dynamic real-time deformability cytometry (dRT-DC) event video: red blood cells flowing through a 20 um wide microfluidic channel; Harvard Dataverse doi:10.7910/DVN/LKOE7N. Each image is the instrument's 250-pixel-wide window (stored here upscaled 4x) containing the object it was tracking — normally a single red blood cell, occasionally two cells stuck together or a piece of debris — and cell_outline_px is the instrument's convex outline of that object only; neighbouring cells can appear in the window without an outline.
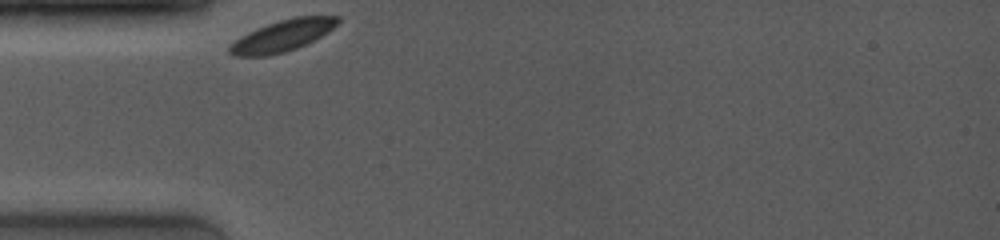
{"species": "common noctule bat (a hibernating species)", "species_latin": "Nyctalus noctula", "temperature_condition": "room temperature", "stored_images_in_passage": 39, "camera_frame_rate_fps": 4000, "um_per_image_px": 0.085, "animal": {"sex": "female", "body_mass_g": 19.0, "forearm_length_mm": 53.3}, "frame": {"image": 1, "passage_image": 1, "time_ms": 0.0, "image_size_px": [1000, 240], "cell_outline_px": [[340, 20], [328, 32], [296, 48], [284, 52], [264, 56], [232, 56], [228, 52], [228, 48], [240, 36], [256, 28], [292, 16], [340, 16]], "centroid_in_image_um": [23.98, 3.03], "position_along_channel_um": 61.0, "area_um2": 19.54}}
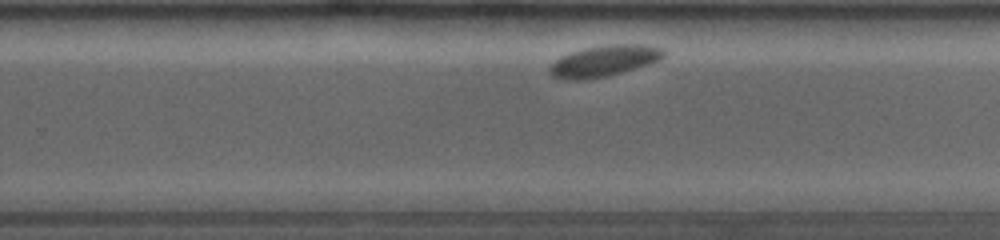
{"frame": {"image": 2, "passage_image": 26, "time_ms": 6.25, "image_size_px": [1000, 240], "cell_outline_px": [[664, 56], [660, 60], [648, 64], [608, 76], [584, 80], [564, 80], [552, 76], [548, 72], [548, 68], [560, 56], [572, 52], [588, 48], [608, 44], [648, 44], [664, 48]], "centroid_in_image_um": [51.35, 5.18], "position_along_channel_um": 278.4, "area_um2": 20.75}}
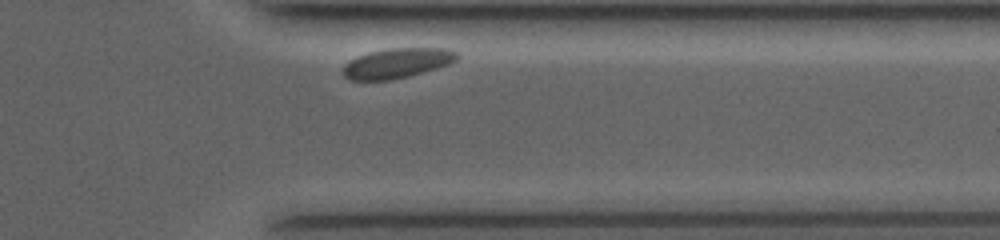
{"frame": {"image": 3, "passage_image": 37, "time_ms": 9.0, "image_size_px": [1000, 240], "cell_outline_px": [[460, 56], [456, 60], [448, 64], [436, 68], [408, 76], [392, 80], [348, 80], [344, 76], [344, 64], [348, 60], [356, 56], [368, 52], [392, 48], [448, 48], [456, 52]], "centroid_in_image_um": [33.73, 5.36], "position_along_channel_um": 377.7, "area_um2": 19.88}}